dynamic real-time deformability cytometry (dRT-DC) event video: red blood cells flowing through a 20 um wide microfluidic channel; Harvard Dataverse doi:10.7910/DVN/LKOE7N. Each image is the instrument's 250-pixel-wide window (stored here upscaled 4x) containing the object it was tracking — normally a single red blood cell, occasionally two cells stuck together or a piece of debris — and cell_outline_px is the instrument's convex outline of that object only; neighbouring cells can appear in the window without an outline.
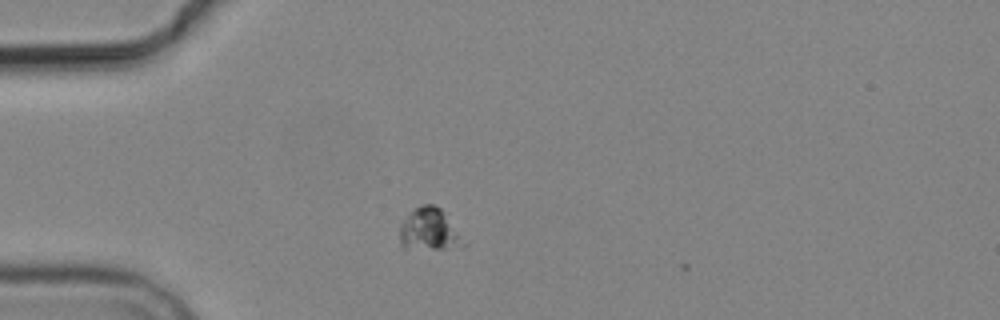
{"species": "common noctule bat (a hibernating species)", "species_latin": "Nyctalus noctula", "temperature_condition": "cold", "stored_images_in_passage": 5, "camera_frame_rate_fps": 3000, "um_per_image_px": 0.085, "animal": {"sex": "male", "body_mass_g": 19.2, "forearm_length_mm": 51.8}, "frame": {"image": 1, "passage_image": 1, "time_ms": 0.0, "image_size_px": [1000, 320], "cell_outline_px": [[456, 240], [452, 244], [444, 248], [404, 248], [400, 244], [400, 224], [420, 204], [432, 204], [440, 208], [456, 232]], "centroid_in_image_um": [36.28, 19.46], "position_along_channel_um": 48.7, "area_um2": 14.05}}
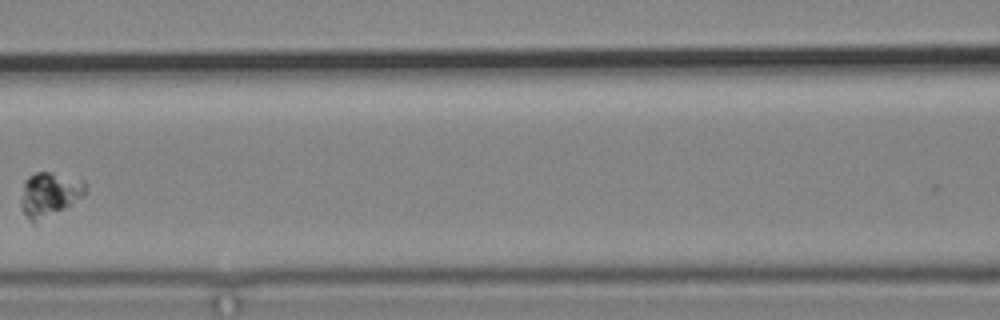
{"frame": {"image": 2, "passage_image": 4, "time_ms": 3.667, "image_size_px": [1000, 320], "cell_outline_px": [[88, 188], [84, 196], [72, 204], [36, 224], [32, 224], [28, 220], [20, 204], [20, 200], [24, 180], [28, 176], [36, 172], [48, 172], [84, 180], [88, 184]], "centroid_in_image_um": [4.21, 16.54], "position_along_channel_um": 162.4, "area_um2": 17.05}}
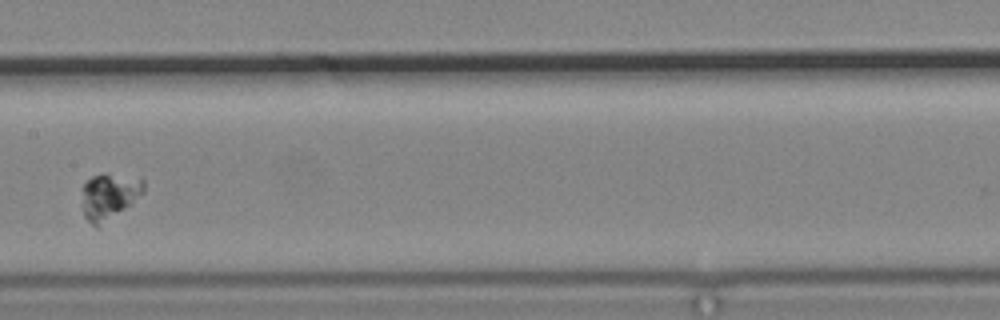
{"frame": {"image": 3, "passage_image": 5, "time_ms": 4.667, "image_size_px": [1000, 320], "cell_outline_px": [[144, 192], [124, 208], [96, 228], [84, 216], [84, 184], [92, 176], [108, 176], [144, 180]], "centroid_in_image_um": [9.27, 16.73], "position_along_channel_um": 198.1, "area_um2": 15.2}}